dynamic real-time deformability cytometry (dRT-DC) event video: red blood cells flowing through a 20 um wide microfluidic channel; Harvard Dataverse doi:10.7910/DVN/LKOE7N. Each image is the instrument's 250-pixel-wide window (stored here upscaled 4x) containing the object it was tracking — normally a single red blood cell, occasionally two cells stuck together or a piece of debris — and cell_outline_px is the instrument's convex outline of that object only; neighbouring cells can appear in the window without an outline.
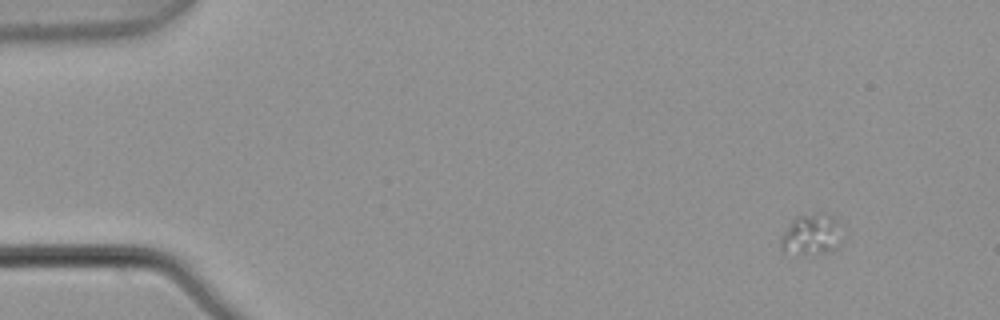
{"species": "common noctule bat (a hibernating species)", "species_latin": "Nyctalus noctula", "temperature_condition": "warm", "stored_images_in_passage": 5, "camera_frame_rate_fps": 3000, "um_per_image_px": 0.085, "animal": {"sex": "male", "body_mass_g": 21.5, "forearm_length_mm": 52.0}, "frame": {"image": 1, "passage_image": 1, "time_ms": 0.0, "image_size_px": [1000, 320], "cell_outline_px": [[836, 248], [824, 252], [784, 252], [780, 248], [780, 240], [784, 232], [792, 220], [796, 216], [820, 212], [828, 212], [836, 216]], "centroid_in_image_um": [68.88, 19.86], "position_along_channel_um": 16.1, "area_um2": 13.81}}
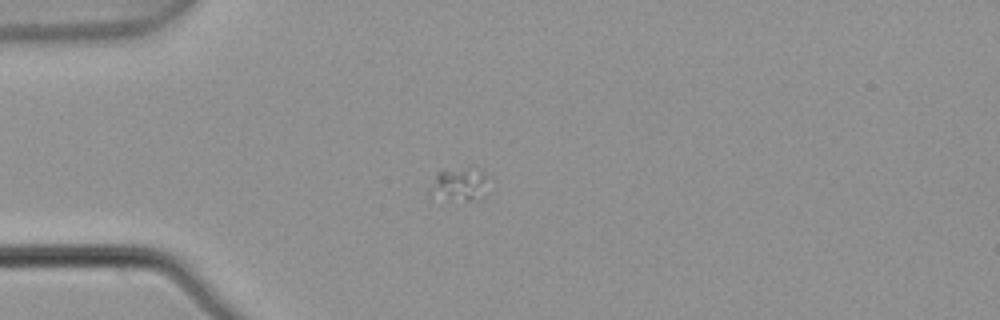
{"frame": {"image": 2, "passage_image": 4, "time_ms": 1.0, "image_size_px": [1000, 320], "cell_outline_px": [[484, 176], [476, 200], [472, 200], [428, 196], [428, 192], [436, 172], [472, 164]], "centroid_in_image_um": [38.86, 15.58], "position_along_channel_um": 46.1, "area_um2": 10.64}}